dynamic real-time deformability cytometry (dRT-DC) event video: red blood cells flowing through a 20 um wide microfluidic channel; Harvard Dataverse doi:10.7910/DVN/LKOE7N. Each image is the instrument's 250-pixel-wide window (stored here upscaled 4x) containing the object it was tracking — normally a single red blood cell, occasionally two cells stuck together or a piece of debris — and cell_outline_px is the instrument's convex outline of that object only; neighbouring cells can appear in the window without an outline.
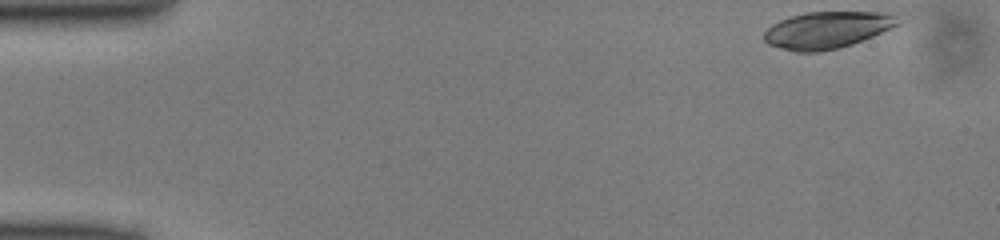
{"species": "common noctule bat (a hibernating species)", "species_latin": "Nyctalus noctula", "temperature_condition": "cold", "stored_images_in_passage": 47, "camera_frame_rate_fps": 3000, "um_per_image_px": 0.085, "animal": {"sex": "male", "body_mass_g": 13.0, "forearm_length_mm": 53.1}, "frame": {"image": 1, "passage_image": 1, "time_ms": 0.0, "image_size_px": [1000, 240], "cell_outline_px": [[908, 20], [900, 24], [872, 36], [852, 44], [840, 48], [820, 52], [796, 52], [780, 48], [768, 44], [764, 40], [764, 32], [772, 24], [780, 20], [792, 16], [808, 12], [892, 12]], "centroid_in_image_um": [70.39, 2.54], "position_along_channel_um": 14.6, "area_um2": 29.13}}